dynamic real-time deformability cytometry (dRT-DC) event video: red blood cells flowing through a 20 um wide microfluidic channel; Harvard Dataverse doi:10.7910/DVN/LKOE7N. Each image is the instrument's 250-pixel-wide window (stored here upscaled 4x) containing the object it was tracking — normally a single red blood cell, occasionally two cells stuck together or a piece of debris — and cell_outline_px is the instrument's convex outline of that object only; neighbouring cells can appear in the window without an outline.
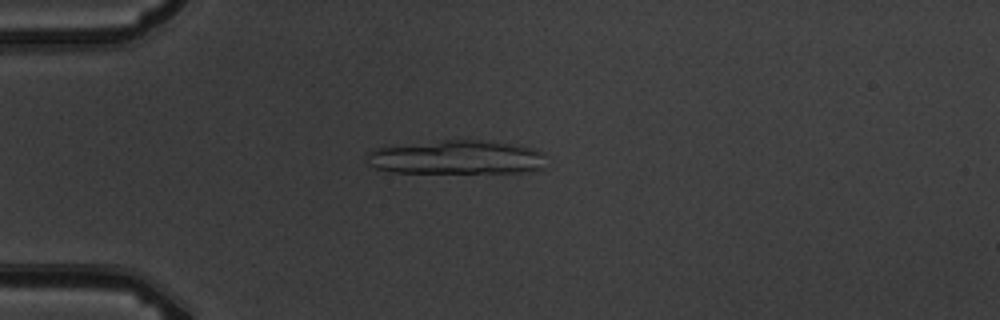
{"species": "common noctule bat (a hibernating species)", "species_latin": "Nyctalus noctula", "temperature_condition": "warm", "stored_images_in_passage": 5, "camera_frame_rate_fps": 3000, "um_per_image_px": 0.085, "animal": {"sex": "male", "body_mass_g": 19.5, "forearm_length_mm": 54.6}, "frame": {"image": 1, "passage_image": 5, "time_ms": 4.667, "image_size_px": [1000, 320], "cell_outline_px": [[544, 168], [524, 172], [392, 172], [376, 168], [368, 164], [368, 152], [376, 148], [444, 140], [480, 140], [532, 148], [540, 152], [544, 156]], "centroid_in_image_um": [38.8, 13.38], "position_along_channel_um": 46.2, "area_um2": 34.8}}